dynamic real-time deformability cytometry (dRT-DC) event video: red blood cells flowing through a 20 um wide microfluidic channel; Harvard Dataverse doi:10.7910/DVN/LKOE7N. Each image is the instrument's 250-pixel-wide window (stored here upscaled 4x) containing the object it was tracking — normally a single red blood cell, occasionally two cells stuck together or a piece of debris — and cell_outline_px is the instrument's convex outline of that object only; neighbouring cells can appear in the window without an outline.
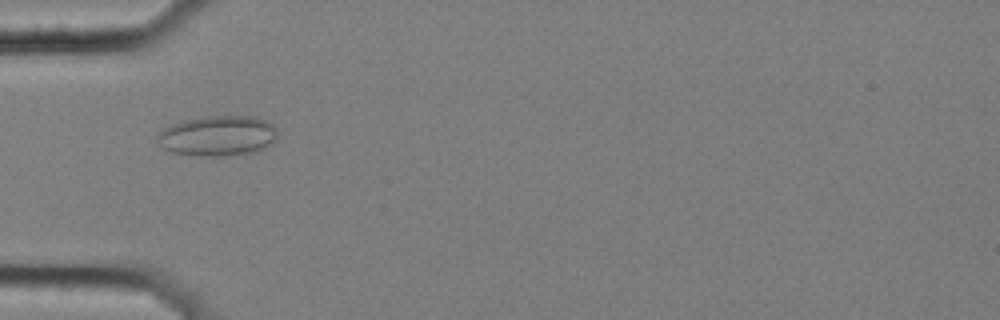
{"species": "common noctule bat (a hibernating species)", "species_latin": "Nyctalus noctula", "temperature_condition": "cold", "stored_images_in_passage": 57, "camera_frame_rate_fps": 3000, "um_per_image_px": 0.085, "animal": {"sex": "female", "body_mass_g": 25.1}, "frame": {"image": 1, "passage_image": 19, "time_ms": 6.0, "image_size_px": [1000, 320], "cell_outline_px": [[276, 140], [272, 144], [256, 152], [220, 156], [200, 156], [172, 152], [164, 148], [156, 140], [156, 136], [164, 128], [172, 124], [184, 120], [204, 116], [256, 116], [272, 124], [276, 128]], "centroid_in_image_um": [18.52, 11.54], "position_along_channel_um": 66.5, "area_um2": 28.32}}
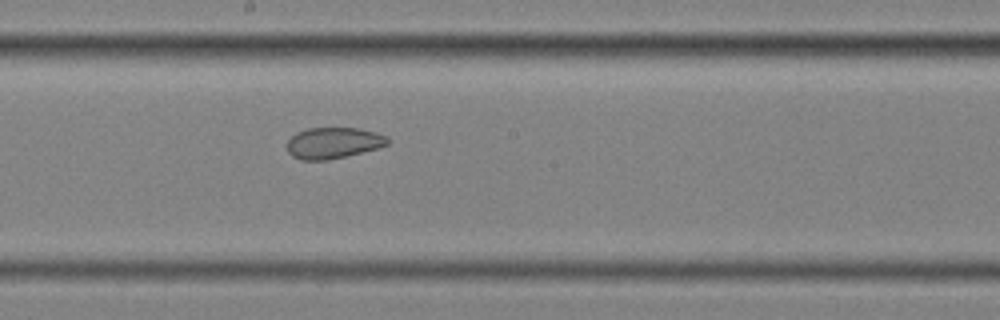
{"frame": {"image": 2, "passage_image": 32, "time_ms": 10.333, "image_size_px": [1000, 320], "cell_outline_px": [[388, 144], [376, 148], [328, 160], [300, 160], [292, 156], [288, 152], [288, 140], [296, 132], [308, 128], [360, 128], [376, 132], [388, 136]], "centroid_in_image_um": [28.31, 12.14], "position_along_channel_um": 219.9, "area_um2": 18.15}}
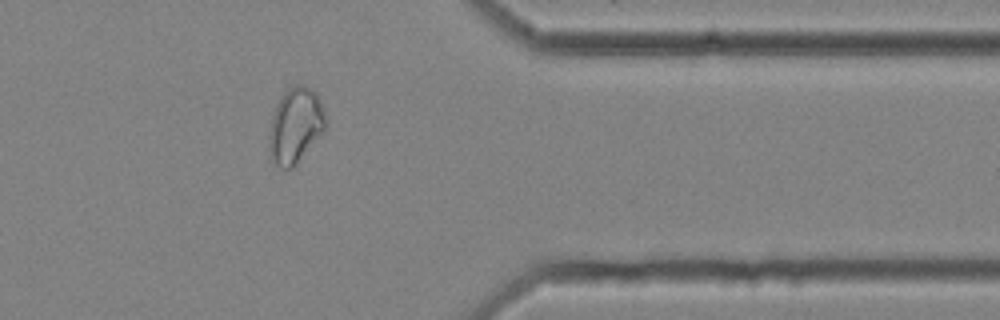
{"frame": {"image": 3, "passage_image": 47, "time_ms": 15.333, "image_size_px": [1000, 320], "cell_outline_px": [[328, 120], [324, 132], [296, 164], [292, 168], [280, 168], [276, 164], [268, 148], [268, 136], [272, 116], [276, 104], [284, 92], [288, 88], [296, 84], [304, 84], [316, 92], [324, 108]], "centroid_in_image_um": [25.14, 10.64], "position_along_channel_um": 386.3, "area_um2": 25.14}, "authors_computed_cell_mechanics": {"area_um2": 25.432, "velocity_mm_per_s": 3.5656, "shape_relaxation_time_tau1_ms": null, "shape_relaxation_time_tau2_ms": 2.0659, "deformation_change_tau1": null, "deformation_change_tau2": 0.0697}}